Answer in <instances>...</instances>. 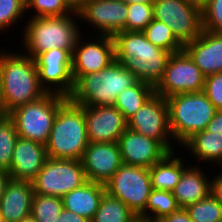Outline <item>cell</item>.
<instances>
[{"mask_svg":"<svg viewBox=\"0 0 222 222\" xmlns=\"http://www.w3.org/2000/svg\"><path fill=\"white\" fill-rule=\"evenodd\" d=\"M127 11L128 5L121 0H90L77 12L80 21L88 22L99 31L97 35L113 37L125 31Z\"/></svg>","mask_w":222,"mask_h":222,"instance_id":"cell-15","label":"cell"},{"mask_svg":"<svg viewBox=\"0 0 222 222\" xmlns=\"http://www.w3.org/2000/svg\"><path fill=\"white\" fill-rule=\"evenodd\" d=\"M175 154L176 151L169 152L162 160L149 168L152 189L172 192L180 181L187 165L185 166L184 160Z\"/></svg>","mask_w":222,"mask_h":222,"instance_id":"cell-25","label":"cell"},{"mask_svg":"<svg viewBox=\"0 0 222 222\" xmlns=\"http://www.w3.org/2000/svg\"><path fill=\"white\" fill-rule=\"evenodd\" d=\"M202 92L216 110H222V72L206 76Z\"/></svg>","mask_w":222,"mask_h":222,"instance_id":"cell-37","label":"cell"},{"mask_svg":"<svg viewBox=\"0 0 222 222\" xmlns=\"http://www.w3.org/2000/svg\"><path fill=\"white\" fill-rule=\"evenodd\" d=\"M154 19L165 23L185 46L203 31L202 11L184 0H154Z\"/></svg>","mask_w":222,"mask_h":222,"instance_id":"cell-10","label":"cell"},{"mask_svg":"<svg viewBox=\"0 0 222 222\" xmlns=\"http://www.w3.org/2000/svg\"><path fill=\"white\" fill-rule=\"evenodd\" d=\"M17 139L14 123L8 116L0 118V168L5 170L10 168Z\"/></svg>","mask_w":222,"mask_h":222,"instance_id":"cell-32","label":"cell"},{"mask_svg":"<svg viewBox=\"0 0 222 222\" xmlns=\"http://www.w3.org/2000/svg\"><path fill=\"white\" fill-rule=\"evenodd\" d=\"M26 12V0H0V31L23 21Z\"/></svg>","mask_w":222,"mask_h":222,"instance_id":"cell-35","label":"cell"},{"mask_svg":"<svg viewBox=\"0 0 222 222\" xmlns=\"http://www.w3.org/2000/svg\"><path fill=\"white\" fill-rule=\"evenodd\" d=\"M135 217L127 205L106 192L90 222H131Z\"/></svg>","mask_w":222,"mask_h":222,"instance_id":"cell-28","label":"cell"},{"mask_svg":"<svg viewBox=\"0 0 222 222\" xmlns=\"http://www.w3.org/2000/svg\"><path fill=\"white\" fill-rule=\"evenodd\" d=\"M0 222H4L2 215L0 214Z\"/></svg>","mask_w":222,"mask_h":222,"instance_id":"cell-49","label":"cell"},{"mask_svg":"<svg viewBox=\"0 0 222 222\" xmlns=\"http://www.w3.org/2000/svg\"><path fill=\"white\" fill-rule=\"evenodd\" d=\"M201 169L203 166L193 167L190 164L183 170L180 181L172 191L180 208H187L210 194L211 178Z\"/></svg>","mask_w":222,"mask_h":222,"instance_id":"cell-22","label":"cell"},{"mask_svg":"<svg viewBox=\"0 0 222 222\" xmlns=\"http://www.w3.org/2000/svg\"><path fill=\"white\" fill-rule=\"evenodd\" d=\"M181 147L201 163H212L222 168V134L211 133L206 129L194 134ZM189 149V150H188Z\"/></svg>","mask_w":222,"mask_h":222,"instance_id":"cell-24","label":"cell"},{"mask_svg":"<svg viewBox=\"0 0 222 222\" xmlns=\"http://www.w3.org/2000/svg\"><path fill=\"white\" fill-rule=\"evenodd\" d=\"M83 106L69 99L58 109L46 143L49 158L81 160L89 144Z\"/></svg>","mask_w":222,"mask_h":222,"instance_id":"cell-5","label":"cell"},{"mask_svg":"<svg viewBox=\"0 0 222 222\" xmlns=\"http://www.w3.org/2000/svg\"><path fill=\"white\" fill-rule=\"evenodd\" d=\"M64 1L74 12H77L90 0H64Z\"/></svg>","mask_w":222,"mask_h":222,"instance_id":"cell-43","label":"cell"},{"mask_svg":"<svg viewBox=\"0 0 222 222\" xmlns=\"http://www.w3.org/2000/svg\"><path fill=\"white\" fill-rule=\"evenodd\" d=\"M5 116H7V115L5 114V111H4L2 94H1V87H0V118H3Z\"/></svg>","mask_w":222,"mask_h":222,"instance_id":"cell-47","label":"cell"},{"mask_svg":"<svg viewBox=\"0 0 222 222\" xmlns=\"http://www.w3.org/2000/svg\"><path fill=\"white\" fill-rule=\"evenodd\" d=\"M124 165L150 168L169 151L157 140L127 128L118 140Z\"/></svg>","mask_w":222,"mask_h":222,"instance_id":"cell-18","label":"cell"},{"mask_svg":"<svg viewBox=\"0 0 222 222\" xmlns=\"http://www.w3.org/2000/svg\"><path fill=\"white\" fill-rule=\"evenodd\" d=\"M210 193L222 205V171L212 177Z\"/></svg>","mask_w":222,"mask_h":222,"instance_id":"cell-38","label":"cell"},{"mask_svg":"<svg viewBox=\"0 0 222 222\" xmlns=\"http://www.w3.org/2000/svg\"><path fill=\"white\" fill-rule=\"evenodd\" d=\"M115 59L138 81L156 87L172 54L152 44L142 31H120L113 36Z\"/></svg>","mask_w":222,"mask_h":222,"instance_id":"cell-1","label":"cell"},{"mask_svg":"<svg viewBox=\"0 0 222 222\" xmlns=\"http://www.w3.org/2000/svg\"><path fill=\"white\" fill-rule=\"evenodd\" d=\"M125 31H143L154 19L153 4L128 5Z\"/></svg>","mask_w":222,"mask_h":222,"instance_id":"cell-33","label":"cell"},{"mask_svg":"<svg viewBox=\"0 0 222 222\" xmlns=\"http://www.w3.org/2000/svg\"><path fill=\"white\" fill-rule=\"evenodd\" d=\"M184 1L188 2L191 5L196 6L200 10H202L206 6V4L208 2V0H184Z\"/></svg>","mask_w":222,"mask_h":222,"instance_id":"cell-44","label":"cell"},{"mask_svg":"<svg viewBox=\"0 0 222 222\" xmlns=\"http://www.w3.org/2000/svg\"><path fill=\"white\" fill-rule=\"evenodd\" d=\"M81 34L72 53L71 73L74 82L83 75L106 68L115 59V47L112 36L95 35L96 38L83 42ZM82 37V38H81Z\"/></svg>","mask_w":222,"mask_h":222,"instance_id":"cell-14","label":"cell"},{"mask_svg":"<svg viewBox=\"0 0 222 222\" xmlns=\"http://www.w3.org/2000/svg\"><path fill=\"white\" fill-rule=\"evenodd\" d=\"M142 32L152 44L171 53L180 52L184 48L172 30L165 23L156 19H153Z\"/></svg>","mask_w":222,"mask_h":222,"instance_id":"cell-29","label":"cell"},{"mask_svg":"<svg viewBox=\"0 0 222 222\" xmlns=\"http://www.w3.org/2000/svg\"><path fill=\"white\" fill-rule=\"evenodd\" d=\"M207 131L211 133L222 134V110H217L214 114V117L208 123Z\"/></svg>","mask_w":222,"mask_h":222,"instance_id":"cell-40","label":"cell"},{"mask_svg":"<svg viewBox=\"0 0 222 222\" xmlns=\"http://www.w3.org/2000/svg\"><path fill=\"white\" fill-rule=\"evenodd\" d=\"M29 10L34 11L31 17L64 16L74 12L64 0H26V11Z\"/></svg>","mask_w":222,"mask_h":222,"instance_id":"cell-34","label":"cell"},{"mask_svg":"<svg viewBox=\"0 0 222 222\" xmlns=\"http://www.w3.org/2000/svg\"><path fill=\"white\" fill-rule=\"evenodd\" d=\"M11 177L7 170L0 168V200Z\"/></svg>","mask_w":222,"mask_h":222,"instance_id":"cell-42","label":"cell"},{"mask_svg":"<svg viewBox=\"0 0 222 222\" xmlns=\"http://www.w3.org/2000/svg\"><path fill=\"white\" fill-rule=\"evenodd\" d=\"M131 222H153V221L147 217H142V216L136 215V217Z\"/></svg>","mask_w":222,"mask_h":222,"instance_id":"cell-46","label":"cell"},{"mask_svg":"<svg viewBox=\"0 0 222 222\" xmlns=\"http://www.w3.org/2000/svg\"><path fill=\"white\" fill-rule=\"evenodd\" d=\"M10 52L0 51V87L6 115L47 93L40 85L35 60L23 52Z\"/></svg>","mask_w":222,"mask_h":222,"instance_id":"cell-2","label":"cell"},{"mask_svg":"<svg viewBox=\"0 0 222 222\" xmlns=\"http://www.w3.org/2000/svg\"><path fill=\"white\" fill-rule=\"evenodd\" d=\"M105 193L106 187L104 184L88 181L83 186L61 197L63 208L91 221Z\"/></svg>","mask_w":222,"mask_h":222,"instance_id":"cell-23","label":"cell"},{"mask_svg":"<svg viewBox=\"0 0 222 222\" xmlns=\"http://www.w3.org/2000/svg\"><path fill=\"white\" fill-rule=\"evenodd\" d=\"M88 181L106 184L123 165L118 142H90L81 159Z\"/></svg>","mask_w":222,"mask_h":222,"instance_id":"cell-17","label":"cell"},{"mask_svg":"<svg viewBox=\"0 0 222 222\" xmlns=\"http://www.w3.org/2000/svg\"><path fill=\"white\" fill-rule=\"evenodd\" d=\"M57 222H90V220L63 208Z\"/></svg>","mask_w":222,"mask_h":222,"instance_id":"cell-41","label":"cell"},{"mask_svg":"<svg viewBox=\"0 0 222 222\" xmlns=\"http://www.w3.org/2000/svg\"><path fill=\"white\" fill-rule=\"evenodd\" d=\"M155 94V87L145 82L137 81L133 86L118 94L116 107L128 121Z\"/></svg>","mask_w":222,"mask_h":222,"instance_id":"cell-26","label":"cell"},{"mask_svg":"<svg viewBox=\"0 0 222 222\" xmlns=\"http://www.w3.org/2000/svg\"><path fill=\"white\" fill-rule=\"evenodd\" d=\"M206 77L222 72V33L203 29L193 42L183 48Z\"/></svg>","mask_w":222,"mask_h":222,"instance_id":"cell-20","label":"cell"},{"mask_svg":"<svg viewBox=\"0 0 222 222\" xmlns=\"http://www.w3.org/2000/svg\"><path fill=\"white\" fill-rule=\"evenodd\" d=\"M31 182L35 194L61 198L88 180L81 160L48 157Z\"/></svg>","mask_w":222,"mask_h":222,"instance_id":"cell-8","label":"cell"},{"mask_svg":"<svg viewBox=\"0 0 222 222\" xmlns=\"http://www.w3.org/2000/svg\"><path fill=\"white\" fill-rule=\"evenodd\" d=\"M62 209L63 203L60 197L35 194L31 216L36 222H57Z\"/></svg>","mask_w":222,"mask_h":222,"instance_id":"cell-30","label":"cell"},{"mask_svg":"<svg viewBox=\"0 0 222 222\" xmlns=\"http://www.w3.org/2000/svg\"><path fill=\"white\" fill-rule=\"evenodd\" d=\"M127 123L130 130L159 141L169 152L175 151L168 104L159 94L155 93Z\"/></svg>","mask_w":222,"mask_h":222,"instance_id":"cell-13","label":"cell"},{"mask_svg":"<svg viewBox=\"0 0 222 222\" xmlns=\"http://www.w3.org/2000/svg\"><path fill=\"white\" fill-rule=\"evenodd\" d=\"M34 60L41 87L47 93L68 98L74 88L72 54L68 50L53 48L39 54Z\"/></svg>","mask_w":222,"mask_h":222,"instance_id":"cell-12","label":"cell"},{"mask_svg":"<svg viewBox=\"0 0 222 222\" xmlns=\"http://www.w3.org/2000/svg\"><path fill=\"white\" fill-rule=\"evenodd\" d=\"M166 101L170 131L179 148L194 134L205 130L217 111L203 92L177 94Z\"/></svg>","mask_w":222,"mask_h":222,"instance_id":"cell-6","label":"cell"},{"mask_svg":"<svg viewBox=\"0 0 222 222\" xmlns=\"http://www.w3.org/2000/svg\"><path fill=\"white\" fill-rule=\"evenodd\" d=\"M20 222H36L35 219L30 215L22 219Z\"/></svg>","mask_w":222,"mask_h":222,"instance_id":"cell-48","label":"cell"},{"mask_svg":"<svg viewBox=\"0 0 222 222\" xmlns=\"http://www.w3.org/2000/svg\"><path fill=\"white\" fill-rule=\"evenodd\" d=\"M185 209L193 222H222V205L211 193Z\"/></svg>","mask_w":222,"mask_h":222,"instance_id":"cell-31","label":"cell"},{"mask_svg":"<svg viewBox=\"0 0 222 222\" xmlns=\"http://www.w3.org/2000/svg\"><path fill=\"white\" fill-rule=\"evenodd\" d=\"M137 81L130 70L115 60L100 71L80 76L68 99L83 107L114 105L118 94Z\"/></svg>","mask_w":222,"mask_h":222,"instance_id":"cell-4","label":"cell"},{"mask_svg":"<svg viewBox=\"0 0 222 222\" xmlns=\"http://www.w3.org/2000/svg\"><path fill=\"white\" fill-rule=\"evenodd\" d=\"M105 187L110 196L121 200L139 216L145 210L152 190L149 169L123 164Z\"/></svg>","mask_w":222,"mask_h":222,"instance_id":"cell-9","label":"cell"},{"mask_svg":"<svg viewBox=\"0 0 222 222\" xmlns=\"http://www.w3.org/2000/svg\"><path fill=\"white\" fill-rule=\"evenodd\" d=\"M34 195L32 182L10 179L0 200L4 222H20L30 216Z\"/></svg>","mask_w":222,"mask_h":222,"instance_id":"cell-21","label":"cell"},{"mask_svg":"<svg viewBox=\"0 0 222 222\" xmlns=\"http://www.w3.org/2000/svg\"><path fill=\"white\" fill-rule=\"evenodd\" d=\"M78 19H77V18ZM78 12L64 16L31 17L25 22L21 37L25 55L35 59L39 54L59 48L74 51L81 34Z\"/></svg>","mask_w":222,"mask_h":222,"instance_id":"cell-3","label":"cell"},{"mask_svg":"<svg viewBox=\"0 0 222 222\" xmlns=\"http://www.w3.org/2000/svg\"><path fill=\"white\" fill-rule=\"evenodd\" d=\"M125 4L129 5L132 3H144V4H153L154 0H121Z\"/></svg>","mask_w":222,"mask_h":222,"instance_id":"cell-45","label":"cell"},{"mask_svg":"<svg viewBox=\"0 0 222 222\" xmlns=\"http://www.w3.org/2000/svg\"><path fill=\"white\" fill-rule=\"evenodd\" d=\"M89 142H118L128 128L124 115L113 105L83 107Z\"/></svg>","mask_w":222,"mask_h":222,"instance_id":"cell-16","label":"cell"},{"mask_svg":"<svg viewBox=\"0 0 222 222\" xmlns=\"http://www.w3.org/2000/svg\"><path fill=\"white\" fill-rule=\"evenodd\" d=\"M179 208L171 191L152 189L145 210L139 216L158 222Z\"/></svg>","mask_w":222,"mask_h":222,"instance_id":"cell-27","label":"cell"},{"mask_svg":"<svg viewBox=\"0 0 222 222\" xmlns=\"http://www.w3.org/2000/svg\"><path fill=\"white\" fill-rule=\"evenodd\" d=\"M47 158L44 144L18 137L14 146L11 165L7 171L13 180L31 182Z\"/></svg>","mask_w":222,"mask_h":222,"instance_id":"cell-19","label":"cell"},{"mask_svg":"<svg viewBox=\"0 0 222 222\" xmlns=\"http://www.w3.org/2000/svg\"><path fill=\"white\" fill-rule=\"evenodd\" d=\"M158 222H193L185 208H179L177 211L165 216Z\"/></svg>","mask_w":222,"mask_h":222,"instance_id":"cell-39","label":"cell"},{"mask_svg":"<svg viewBox=\"0 0 222 222\" xmlns=\"http://www.w3.org/2000/svg\"><path fill=\"white\" fill-rule=\"evenodd\" d=\"M202 11L203 29L222 33V0H208Z\"/></svg>","mask_w":222,"mask_h":222,"instance_id":"cell-36","label":"cell"},{"mask_svg":"<svg viewBox=\"0 0 222 222\" xmlns=\"http://www.w3.org/2000/svg\"><path fill=\"white\" fill-rule=\"evenodd\" d=\"M67 100L65 96L46 93L13 109L7 116L14 123L18 137L46 145L57 111Z\"/></svg>","mask_w":222,"mask_h":222,"instance_id":"cell-7","label":"cell"},{"mask_svg":"<svg viewBox=\"0 0 222 222\" xmlns=\"http://www.w3.org/2000/svg\"><path fill=\"white\" fill-rule=\"evenodd\" d=\"M204 80L200 68L183 49L170 55L155 93L166 99L177 94L202 92Z\"/></svg>","mask_w":222,"mask_h":222,"instance_id":"cell-11","label":"cell"}]
</instances>
